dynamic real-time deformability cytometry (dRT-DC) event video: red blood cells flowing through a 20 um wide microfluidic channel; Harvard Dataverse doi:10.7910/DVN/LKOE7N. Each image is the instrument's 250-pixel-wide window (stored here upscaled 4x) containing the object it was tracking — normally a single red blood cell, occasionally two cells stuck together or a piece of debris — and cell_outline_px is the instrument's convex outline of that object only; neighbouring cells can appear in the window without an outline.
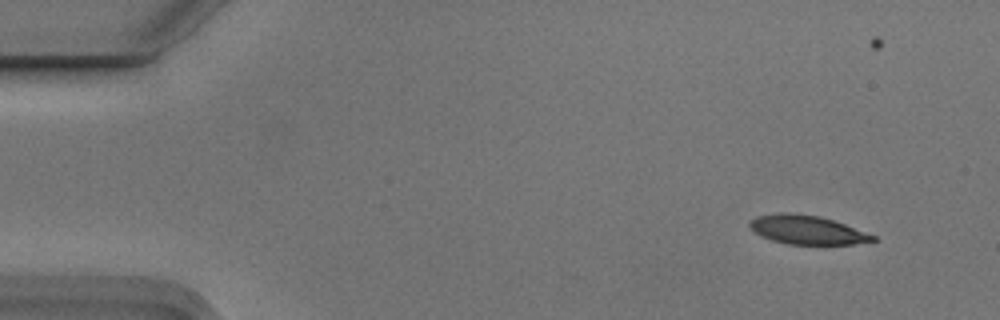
{"species": "Egyptian fruit bat (a non-hibernating species)", "species_latin": "Rousettus aegyptiacus", "temperature_condition": "cold", "stored_images_in_passage": 5, "segment_of_instrument_passage": [1, 2], "camera_frame_rate_fps": 3000, "um_per_image_px": 0.085, "animal": {"sex": "male"}, "frame": {"image": 1, "passage_image": 1, "time_ms": 0.0, "image_size_px": [1000, 320], "cell_outline_px": [[876, 240], [852, 244], [788, 244], [772, 240], [760, 236], [748, 224], [756, 216], [776, 212], [788, 212], [820, 216], [844, 224], [876, 236]], "centroid_in_image_um": [68.57, 19.52], "position_along_channel_um": 16.4, "area_um2": 20.52}}